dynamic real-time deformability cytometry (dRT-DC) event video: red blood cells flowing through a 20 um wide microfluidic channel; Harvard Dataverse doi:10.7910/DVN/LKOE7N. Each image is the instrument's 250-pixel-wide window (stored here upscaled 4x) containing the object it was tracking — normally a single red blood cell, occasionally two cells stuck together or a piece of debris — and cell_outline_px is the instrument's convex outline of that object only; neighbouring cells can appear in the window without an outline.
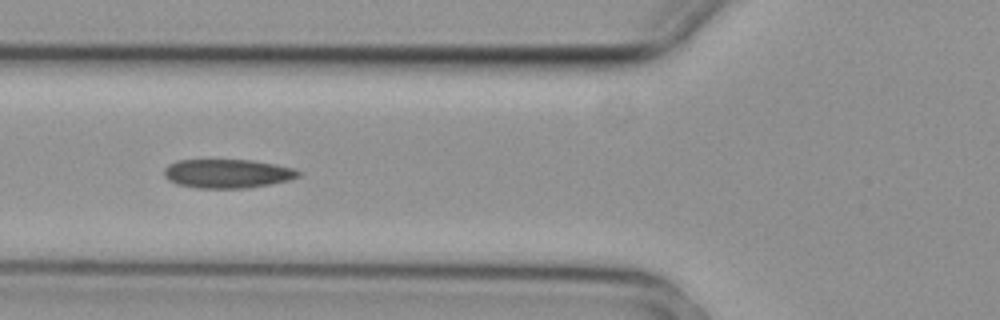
{"species": "common noctule bat (a hibernating species)", "species_latin": "Nyctalus noctula", "temperature_condition": "cold", "stored_images_in_passage": 5, "camera_frame_rate_fps": 3000, "um_per_image_px": 0.085, "animal": {"sex": "female", "body_mass_g": 29.2, "forearm_length_mm": 56.3}, "frame": {"image": 1, "passage_image": 5, "time_ms": 1.333, "image_size_px": [1000, 320], "cell_outline_px": [[300, 176], [292, 180], [248, 188], [200, 188], [176, 184], [168, 180], [164, 176], [164, 168], [168, 164], [176, 160], [252, 160], [276, 164], [296, 168], [300, 172]], "centroid_in_image_um": [19.35, 14.75], "position_along_channel_um": 106.4, "area_um2": 22.89}}